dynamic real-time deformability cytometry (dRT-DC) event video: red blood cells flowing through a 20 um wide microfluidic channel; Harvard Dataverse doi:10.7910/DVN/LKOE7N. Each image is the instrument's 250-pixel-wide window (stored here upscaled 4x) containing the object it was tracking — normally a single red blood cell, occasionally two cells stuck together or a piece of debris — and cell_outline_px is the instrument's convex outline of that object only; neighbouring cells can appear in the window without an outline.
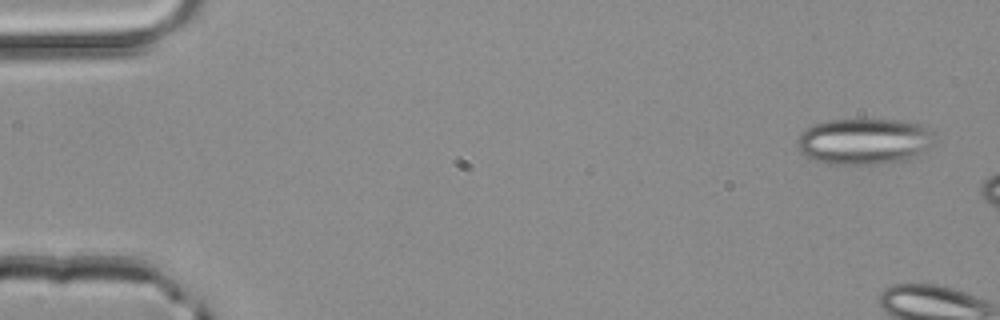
{"species": "common noctule bat (a hibernating species)", "species_latin": "Nyctalus noctula", "temperature_condition": "room temperature", "stored_images_in_passage": 6, "camera_frame_rate_fps": 3000, "um_per_image_px": 0.085, "animal": {"sex": "male", "body_mass_g": 20.4}, "frame": {"image": 1, "passage_image": 1, "time_ms": 0.0, "image_size_px": [1000, 320], "cell_outline_px": [[936, 128], [928, 144], [916, 156], [904, 160], [876, 164], [828, 164], [804, 156], [800, 152], [796, 144], [796, 140], [800, 132], [812, 124], [828, 120], [904, 120]], "centroid_in_image_um": [73.4, 12.0], "position_along_channel_um": 11.6, "area_um2": 36.99}}